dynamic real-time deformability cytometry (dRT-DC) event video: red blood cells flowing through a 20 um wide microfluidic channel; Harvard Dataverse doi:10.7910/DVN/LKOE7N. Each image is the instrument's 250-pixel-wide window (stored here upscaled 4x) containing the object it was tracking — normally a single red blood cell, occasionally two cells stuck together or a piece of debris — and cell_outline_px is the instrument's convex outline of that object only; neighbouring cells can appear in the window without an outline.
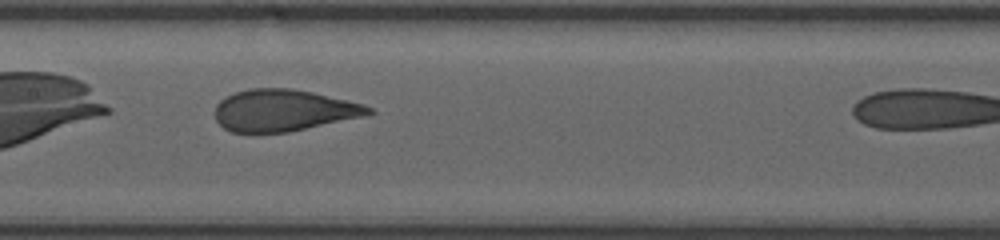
{"species": "human", "species_latin": "Homo sapiens", "temperature_condition": "room temperature", "stored_images_in_passage": 34, "camera_frame_rate_fps": 3000, "um_per_image_px": 0.085, "donor": {"sex": "female"}, "frame": {"image": 1, "passage_image": 11, "time_ms": 2.667, "image_size_px": [1000, 240], "cell_outline_px": [[376, 112], [364, 116], [288, 132], [232, 132], [224, 128], [216, 120], [216, 104], [220, 100], [236, 92], [248, 88], [292, 88], [312, 92], [348, 100], [364, 104], [372, 108]], "centroid_in_image_um": [24.12, 9.37], "position_along_channel_um": 183.3, "area_um2": 37.17}, "authors_computed_cell_mechanics": {"area_um2": 38.5237, "velocity_mm_per_s": 4.1074, "shape_relaxation_time_tau1_ms": 4.0816, "shape_relaxation_time_tau2_ms": 0.6088, "deformation_change_tau1": 0.1847, "deformation_change_tau2": 0.0748}}